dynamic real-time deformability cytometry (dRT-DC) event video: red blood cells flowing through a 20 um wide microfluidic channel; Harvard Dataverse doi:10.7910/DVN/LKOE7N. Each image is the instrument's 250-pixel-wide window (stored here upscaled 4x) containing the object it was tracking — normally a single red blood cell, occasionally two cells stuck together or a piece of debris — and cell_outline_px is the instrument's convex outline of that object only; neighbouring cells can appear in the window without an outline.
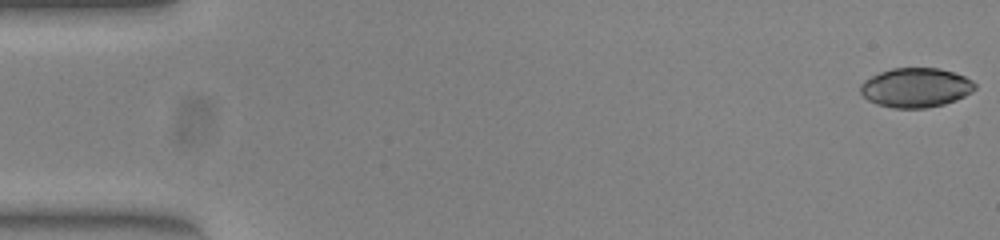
{"species": "common noctule bat (a hibernating species)", "species_latin": "Nyctalus noctula", "temperature_condition": "warm", "stored_images_in_passage": 53, "camera_frame_rate_fps": 3000, "um_per_image_px": 0.085, "animal": {"sex": "female", "body_mass_g": 23.0, "forearm_length_mm": 53.4}, "frame": {"image": 1, "passage_image": 1, "time_ms": 0.0, "image_size_px": [1000, 240], "cell_outline_px": [[976, 88], [972, 92], [956, 100], [944, 104], [924, 108], [892, 108], [876, 104], [868, 100], [860, 92], [860, 84], [864, 80], [880, 72], [892, 68], [940, 68], [964, 76], [972, 80], [976, 84]], "centroid_in_image_um": [77.84, 7.45], "position_along_channel_um": 7.2, "area_um2": 26.36}}
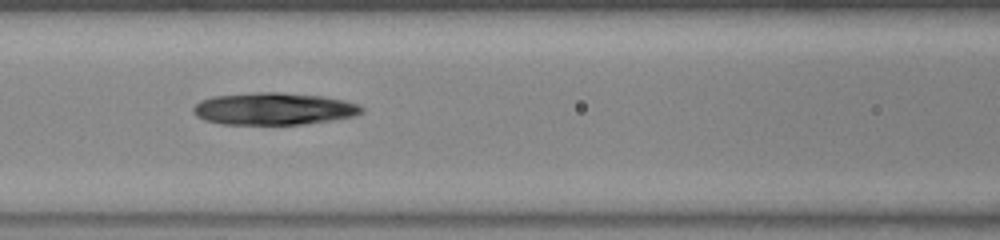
{"frame": {"image": 2, "passage_image": 23, "time_ms": 7.333, "image_size_px": [1000, 240], "cell_outline_px": [[364, 112], [352, 116], [304, 124], [220, 124], [204, 120], [196, 116], [192, 112], [192, 108], [200, 100], [212, 96], [260, 92], [280, 92], [324, 96], [344, 100], [356, 104], [364, 108]], "centroid_in_image_um": [23.22, 9.24], "position_along_channel_um": 143.4, "area_um2": 31.56}}
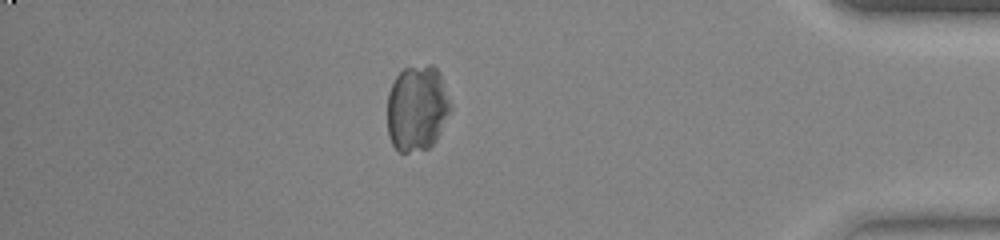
{"frame": {"image": 3, "passage_image": 46, "time_ms": 15.0, "image_size_px": [1000, 240], "cell_outline_px": [[452, 108], [436, 140], [428, 148], [408, 152], [400, 152], [392, 144], [388, 136], [388, 92], [396, 76], [404, 68], [428, 64], [432, 64], [440, 72], [452, 104]], "centroid_in_image_um": [35.46, 9.18], "position_along_channel_um": 399.7, "area_um2": 31.85}}